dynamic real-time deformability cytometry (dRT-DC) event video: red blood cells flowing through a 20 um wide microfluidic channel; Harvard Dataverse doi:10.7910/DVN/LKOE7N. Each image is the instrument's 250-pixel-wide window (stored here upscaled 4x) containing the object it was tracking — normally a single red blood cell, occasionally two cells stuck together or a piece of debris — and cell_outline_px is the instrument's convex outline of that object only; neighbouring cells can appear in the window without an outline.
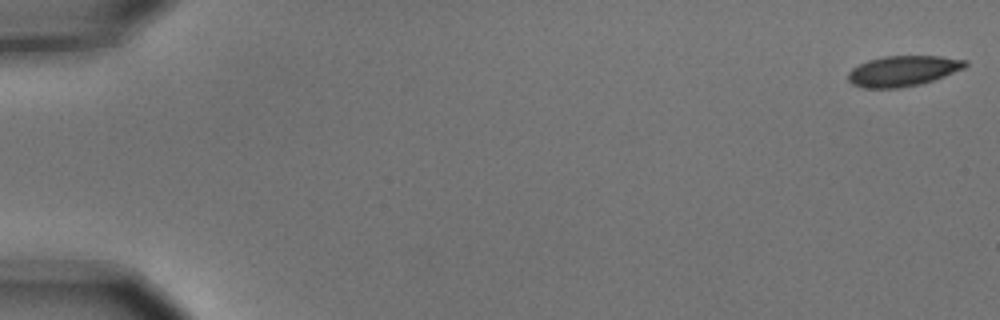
{"species": "common noctule bat (a hibernating species)", "species_latin": "Nyctalus noctula", "temperature_condition": "cold", "stored_images_in_passage": 6, "camera_frame_rate_fps": 3000, "um_per_image_px": 0.085, "animal": {"sex": "male", "body_mass_g": 15.6}, "frame": {"image": 1, "passage_image": 1, "time_ms": 0.0, "image_size_px": [1000, 320], "cell_outline_px": [[968, 64], [964, 68], [944, 76], [920, 84], [896, 88], [864, 88], [852, 84], [848, 80], [848, 72], [852, 68], [868, 60], [884, 56], [940, 56], [968, 60]], "centroid_in_image_um": [76.74, 6.02], "position_along_channel_um": 8.3, "area_um2": 20.75}}
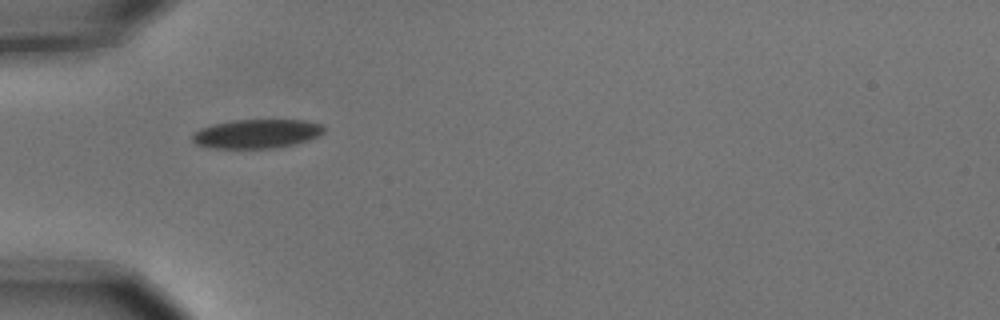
{"frame": {"image": 2, "passage_image": 5, "time_ms": 1.333, "image_size_px": [1000, 320], "cell_outline_px": [[324, 132], [320, 136], [308, 140], [292, 144], [272, 148], [212, 148], [196, 144], [192, 140], [192, 136], [200, 128], [232, 120], [304, 120], [324, 124]], "centroid_in_image_um": [21.86, 11.36], "position_along_channel_um": 63.1, "area_um2": 22.14}}
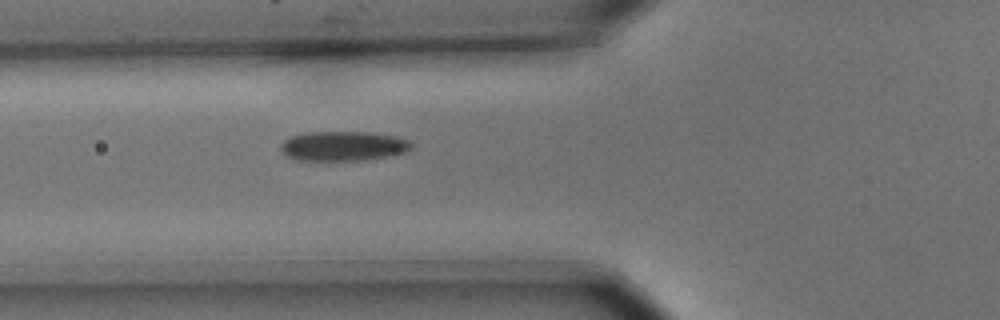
{"frame": {"image": 3, "passage_image": 6, "time_ms": 1.667, "image_size_px": [1000, 320], "cell_outline_px": [[412, 148], [404, 152], [392, 156], [364, 160], [296, 160], [288, 156], [280, 148], [280, 144], [284, 140], [292, 136], [308, 132], [368, 132], [396, 136], [408, 140], [412, 144]], "centroid_in_image_um": [29.19, 12.41], "position_along_channel_um": 96.6, "area_um2": 22.54}}